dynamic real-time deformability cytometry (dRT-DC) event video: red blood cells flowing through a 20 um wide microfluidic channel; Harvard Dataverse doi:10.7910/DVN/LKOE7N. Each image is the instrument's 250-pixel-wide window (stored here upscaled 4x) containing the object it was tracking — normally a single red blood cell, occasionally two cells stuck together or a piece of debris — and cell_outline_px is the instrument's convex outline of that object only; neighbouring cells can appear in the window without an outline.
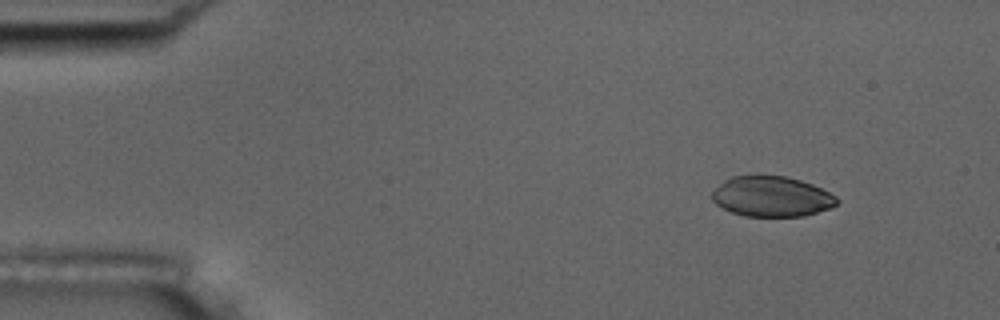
{"species": "common noctule bat (a hibernating species)", "species_latin": "Nyctalus noctula", "temperature_condition": "room temperature", "stored_images_in_passage": 9, "camera_frame_rate_fps": 3000, "um_per_image_px": 0.085, "animal": {"sex": "male", "body_mass_g": 17.5, "forearm_length_mm": 52.3}, "frame": {"image": 1, "passage_image": 2, "time_ms": 1.0, "image_size_px": [1000, 320], "cell_outline_px": [[840, 200], [832, 208], [804, 216], [744, 216], [732, 212], [716, 204], [712, 200], [712, 192], [724, 180], [732, 176], [756, 172], [760, 172], [784, 176], [800, 180], [812, 184], [836, 196]], "centroid_in_image_um": [65.57, 16.66], "position_along_channel_um": 19.4, "area_um2": 30.0}}
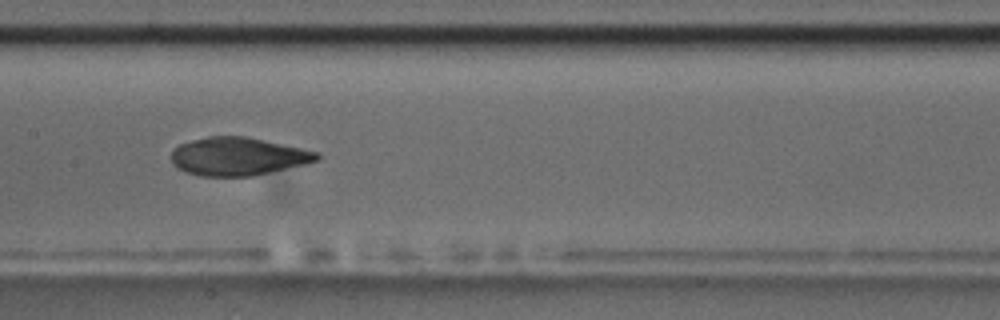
{"frame": {"image": 2, "passage_image": 8, "time_ms": 8.0, "image_size_px": [1000, 320], "cell_outline_px": [[320, 160], [304, 164], [252, 176], [200, 176], [184, 172], [176, 168], [172, 164], [172, 152], [180, 144], [192, 140], [208, 136], [244, 136], [264, 140], [320, 152]], "centroid_in_image_um": [20.22, 13.3], "position_along_channel_um": 187.2, "area_um2": 32.25}}